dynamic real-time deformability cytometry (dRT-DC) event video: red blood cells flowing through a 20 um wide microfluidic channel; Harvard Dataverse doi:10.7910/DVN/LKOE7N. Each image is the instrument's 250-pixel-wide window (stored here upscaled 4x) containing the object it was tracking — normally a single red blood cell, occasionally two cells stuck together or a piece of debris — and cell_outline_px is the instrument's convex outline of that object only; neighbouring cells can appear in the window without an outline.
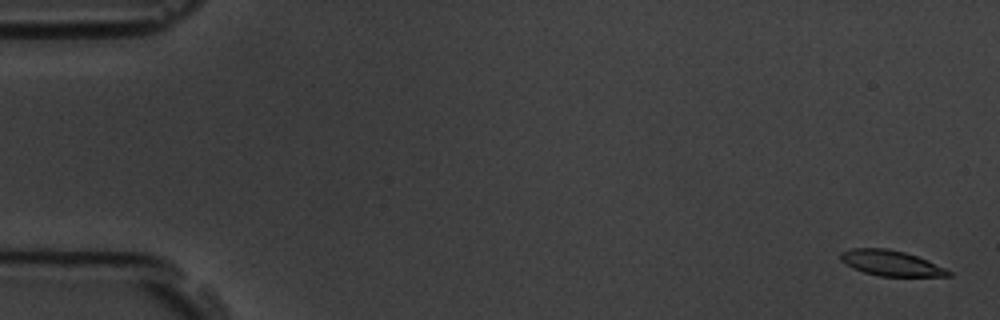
{"species": "common noctule bat (a hibernating species)", "species_latin": "Nyctalus noctula", "temperature_condition": "room temperature", "stored_images_in_passage": 5, "camera_frame_rate_fps": 3000, "um_per_image_px": 0.085, "animal": {"sex": "male", "body_mass_g": 19.5, "forearm_length_mm": 54.6}, "frame": {"image": 1, "passage_image": 1, "time_ms": 0.0, "image_size_px": [1000, 320], "cell_outline_px": [[952, 276], [880, 276], [864, 272], [852, 268], [840, 260], [840, 252], [852, 248], [888, 248], [904, 252], [916, 256], [944, 268], [952, 272]], "centroid_in_image_um": [75.69, 22.36], "position_along_channel_um": 9.3, "area_um2": 15.84}}
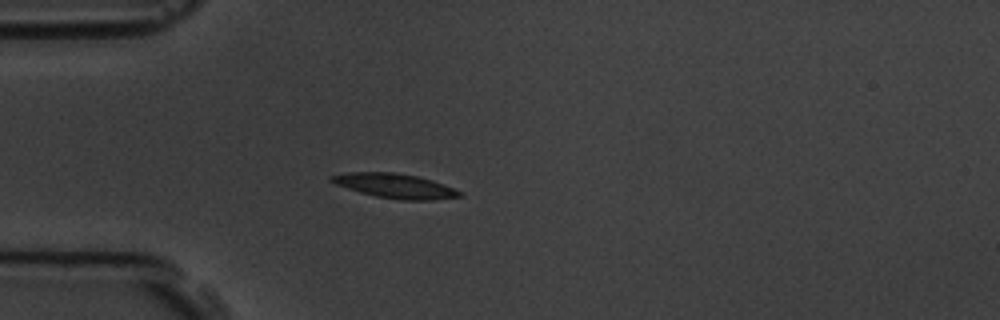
{"frame": {"image": 2, "passage_image": 5, "time_ms": 4.667, "image_size_px": [1000, 320], "cell_outline_px": [[464, 196], [432, 200], [400, 200], [376, 196], [360, 192], [336, 184], [328, 180], [328, 176], [348, 172], [392, 172], [416, 176], [432, 180], [464, 192]], "centroid_in_image_um": [33.59, 15.8], "position_along_channel_um": 51.4, "area_um2": 18.32}}